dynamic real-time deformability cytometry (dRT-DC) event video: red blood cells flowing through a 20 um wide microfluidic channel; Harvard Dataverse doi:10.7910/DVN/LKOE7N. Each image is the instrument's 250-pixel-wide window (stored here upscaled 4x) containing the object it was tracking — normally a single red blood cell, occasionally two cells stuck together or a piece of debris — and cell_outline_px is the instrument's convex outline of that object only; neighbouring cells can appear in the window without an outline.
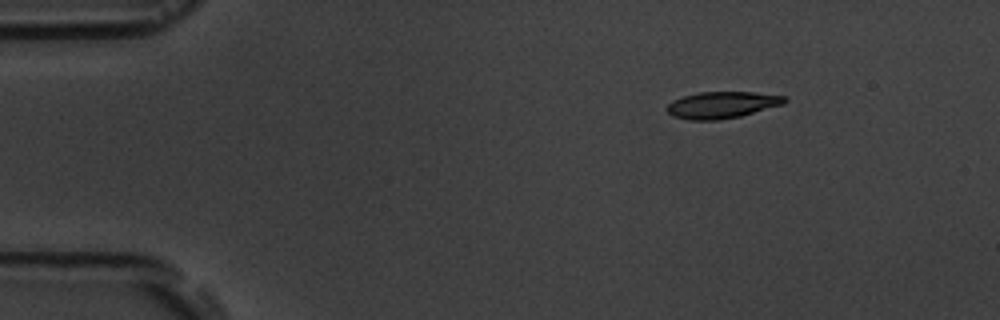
{"species": "common noctule bat (a hibernating species)", "species_latin": "Nyctalus noctula", "temperature_condition": "room temperature", "stored_images_in_passage": 6, "camera_frame_rate_fps": 3000, "um_per_image_px": 0.085, "animal": {"sex": "male", "body_mass_g": 19.5, "forearm_length_mm": 54.6}, "frame": {"image": 1, "passage_image": 1, "time_ms": 0.0, "image_size_px": [1000, 320], "cell_outline_px": [[788, 100], [784, 104], [740, 116], [720, 120], [688, 120], [672, 116], [664, 108], [672, 100], [696, 92], [752, 92], [788, 96]], "centroid_in_image_um": [61.36, 8.92], "position_along_channel_um": 23.6, "area_um2": 18.5}}
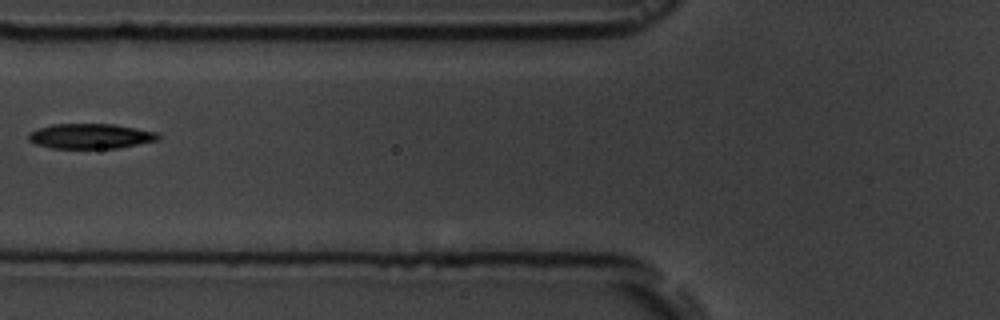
{"frame": {"image": 2, "passage_image": 5, "time_ms": 4.667, "image_size_px": [1000, 320], "cell_outline_px": [[160, 140], [116, 148], [52, 148], [36, 144], [28, 140], [28, 132], [36, 128], [52, 124], [112, 124], [160, 132]], "centroid_in_image_um": [7.69, 11.56], "position_along_channel_um": 118.1, "area_um2": 19.07}}
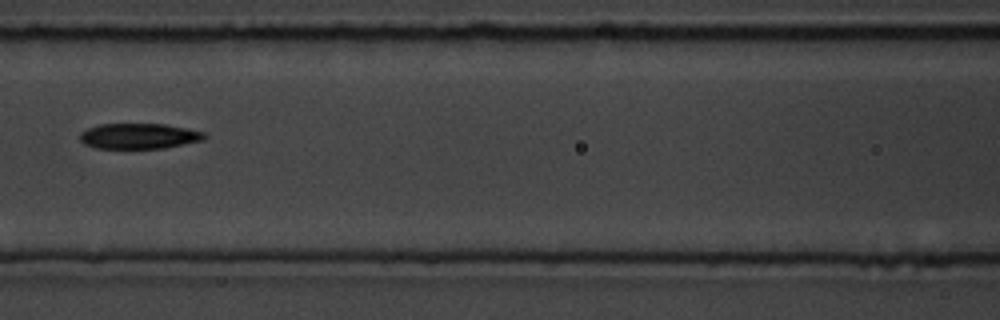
{"frame": {"image": 3, "passage_image": 6, "time_ms": 5.667, "image_size_px": [1000, 320], "cell_outline_px": [[208, 136], [204, 140], [164, 148], [96, 148], [84, 144], [80, 140], [80, 132], [88, 128], [100, 124], [164, 124], [204, 132]], "centroid_in_image_um": [11.81, 11.57], "position_along_channel_um": 154.8, "area_um2": 18.44}}